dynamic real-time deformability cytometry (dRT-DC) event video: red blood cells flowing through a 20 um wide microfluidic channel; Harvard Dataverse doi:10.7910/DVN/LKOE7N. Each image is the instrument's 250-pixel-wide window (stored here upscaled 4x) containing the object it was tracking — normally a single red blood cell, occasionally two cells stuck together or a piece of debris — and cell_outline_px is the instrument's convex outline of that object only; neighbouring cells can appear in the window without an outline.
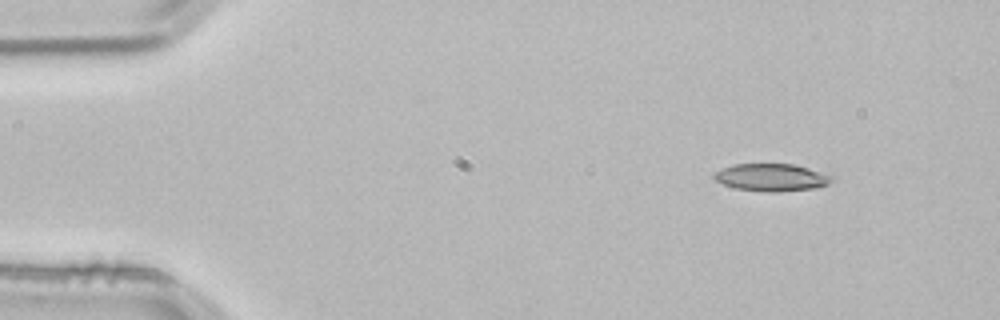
{"species": "common noctule bat (a hibernating species)", "species_latin": "Nyctalus noctula", "temperature_condition": "room temperature", "stored_images_in_passage": 2, "camera_frame_rate_fps": 3000, "um_per_image_px": 0.085, "animal": {"sex": "male", "body_mass_g": 21.5, "forearm_length_mm": 52.0}, "frame": {"image": 1, "passage_image": 1, "time_ms": 0.0, "image_size_px": [1000, 320], "cell_outline_px": [[836, 176], [828, 184], [820, 188], [780, 192], [768, 192], [736, 188], [724, 184], [716, 180], [712, 176], [716, 172], [732, 164], [792, 164], [808, 168]], "centroid_in_image_um": [65.65, 15.09], "position_along_channel_um": 19.4, "area_um2": 18.9}}